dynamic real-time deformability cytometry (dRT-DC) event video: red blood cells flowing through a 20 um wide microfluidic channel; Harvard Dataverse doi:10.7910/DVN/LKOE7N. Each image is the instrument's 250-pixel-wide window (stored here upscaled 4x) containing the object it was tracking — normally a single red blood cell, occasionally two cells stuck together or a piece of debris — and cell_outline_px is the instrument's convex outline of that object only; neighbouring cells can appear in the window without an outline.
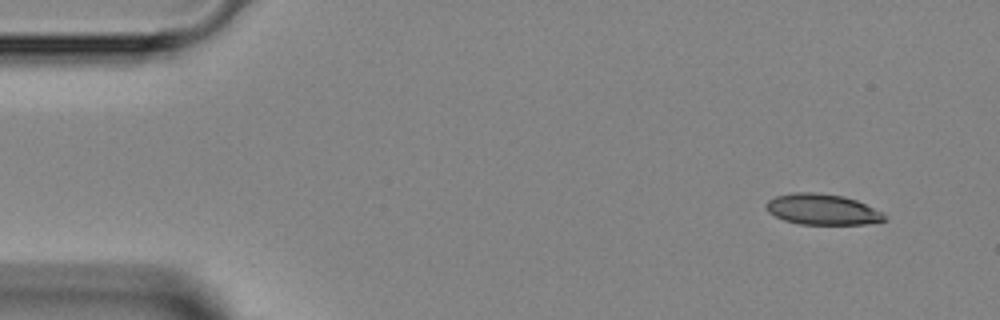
{"species": "Egyptian fruit bat (a non-hibernating species)", "species_latin": "Rousettus aegyptiacus", "temperature_condition": "room temperature", "stored_images_in_passage": 4, "camera_frame_rate_fps": 3000, "um_per_image_px": 0.085, "animal": {"sex": "female"}, "frame": {"image": 1, "passage_image": 1, "time_ms": 0.0, "image_size_px": [1000, 320], "cell_outline_px": [[888, 220], [864, 224], [800, 224], [784, 220], [768, 212], [764, 208], [764, 204], [768, 200], [776, 196], [792, 192], [812, 192], [844, 196], [856, 200], [888, 216]], "centroid_in_image_um": [69.86, 17.8], "position_along_channel_um": 15.1, "area_um2": 21.21}}
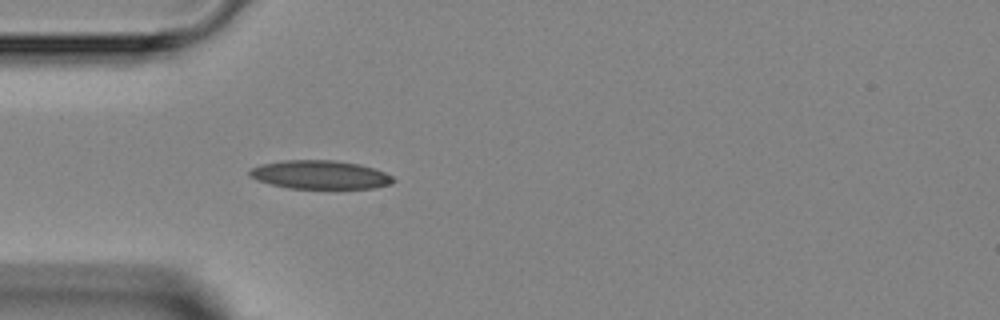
{"frame": {"image": 2, "passage_image": 4, "time_ms": 3.333, "image_size_px": [1000, 320], "cell_outline_px": [[396, 180], [388, 184], [372, 188], [336, 192], [288, 188], [256, 180], [248, 176], [248, 172], [252, 168], [260, 164], [284, 160], [336, 160], [360, 164], [384, 172], [392, 176]], "centroid_in_image_um": [27.22, 14.9], "position_along_channel_um": 57.8, "area_um2": 25.03}}